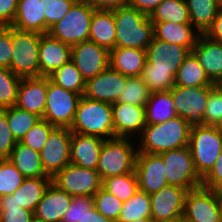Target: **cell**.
<instances>
[{"mask_svg": "<svg viewBox=\"0 0 222 222\" xmlns=\"http://www.w3.org/2000/svg\"><path fill=\"white\" fill-rule=\"evenodd\" d=\"M191 51L178 44L153 37L146 48V64L141 78L151 92L169 91L174 87L177 70Z\"/></svg>", "mask_w": 222, "mask_h": 222, "instance_id": "obj_1", "label": "cell"}, {"mask_svg": "<svg viewBox=\"0 0 222 222\" xmlns=\"http://www.w3.org/2000/svg\"><path fill=\"white\" fill-rule=\"evenodd\" d=\"M190 133L191 127L179 116L160 124H146L140 134L138 153L161 154L189 146Z\"/></svg>", "mask_w": 222, "mask_h": 222, "instance_id": "obj_2", "label": "cell"}, {"mask_svg": "<svg viewBox=\"0 0 222 222\" xmlns=\"http://www.w3.org/2000/svg\"><path fill=\"white\" fill-rule=\"evenodd\" d=\"M112 11L116 27L115 47L146 50L154 37L153 23L150 17L128 5Z\"/></svg>", "mask_w": 222, "mask_h": 222, "instance_id": "obj_3", "label": "cell"}, {"mask_svg": "<svg viewBox=\"0 0 222 222\" xmlns=\"http://www.w3.org/2000/svg\"><path fill=\"white\" fill-rule=\"evenodd\" d=\"M70 130L73 133L97 136L104 140L113 139L112 104L82 96L79 100L75 119Z\"/></svg>", "mask_w": 222, "mask_h": 222, "instance_id": "obj_4", "label": "cell"}, {"mask_svg": "<svg viewBox=\"0 0 222 222\" xmlns=\"http://www.w3.org/2000/svg\"><path fill=\"white\" fill-rule=\"evenodd\" d=\"M129 139L131 138L116 137L104 140L96 168L102 180L135 173L138 149Z\"/></svg>", "mask_w": 222, "mask_h": 222, "instance_id": "obj_5", "label": "cell"}, {"mask_svg": "<svg viewBox=\"0 0 222 222\" xmlns=\"http://www.w3.org/2000/svg\"><path fill=\"white\" fill-rule=\"evenodd\" d=\"M94 11L86 0H76L67 14L49 28L48 34L70 46L88 41Z\"/></svg>", "mask_w": 222, "mask_h": 222, "instance_id": "obj_6", "label": "cell"}, {"mask_svg": "<svg viewBox=\"0 0 222 222\" xmlns=\"http://www.w3.org/2000/svg\"><path fill=\"white\" fill-rule=\"evenodd\" d=\"M41 34L12 27L11 71L21 77H40L39 44Z\"/></svg>", "mask_w": 222, "mask_h": 222, "instance_id": "obj_7", "label": "cell"}, {"mask_svg": "<svg viewBox=\"0 0 222 222\" xmlns=\"http://www.w3.org/2000/svg\"><path fill=\"white\" fill-rule=\"evenodd\" d=\"M189 147L194 166L201 178L213 167L222 150V133L217 126L191 128Z\"/></svg>", "mask_w": 222, "mask_h": 222, "instance_id": "obj_8", "label": "cell"}, {"mask_svg": "<svg viewBox=\"0 0 222 222\" xmlns=\"http://www.w3.org/2000/svg\"><path fill=\"white\" fill-rule=\"evenodd\" d=\"M165 165L168 185L186 191L201 187L202 178L197 173L189 146L169 150L160 154Z\"/></svg>", "mask_w": 222, "mask_h": 222, "instance_id": "obj_9", "label": "cell"}, {"mask_svg": "<svg viewBox=\"0 0 222 222\" xmlns=\"http://www.w3.org/2000/svg\"><path fill=\"white\" fill-rule=\"evenodd\" d=\"M213 88L214 86L181 87L174 85L169 90L177 116L185 119L191 128L205 125L203 116L208 104L209 93Z\"/></svg>", "mask_w": 222, "mask_h": 222, "instance_id": "obj_10", "label": "cell"}, {"mask_svg": "<svg viewBox=\"0 0 222 222\" xmlns=\"http://www.w3.org/2000/svg\"><path fill=\"white\" fill-rule=\"evenodd\" d=\"M81 97V94L58 86L48 77L47 101L42 119L55 127L70 128Z\"/></svg>", "mask_w": 222, "mask_h": 222, "instance_id": "obj_11", "label": "cell"}, {"mask_svg": "<svg viewBox=\"0 0 222 222\" xmlns=\"http://www.w3.org/2000/svg\"><path fill=\"white\" fill-rule=\"evenodd\" d=\"M102 182L97 170L82 168L68 164L52 177V183L70 196L93 197L102 188Z\"/></svg>", "mask_w": 222, "mask_h": 222, "instance_id": "obj_12", "label": "cell"}, {"mask_svg": "<svg viewBox=\"0 0 222 222\" xmlns=\"http://www.w3.org/2000/svg\"><path fill=\"white\" fill-rule=\"evenodd\" d=\"M72 131L67 127H55L40 152L45 173L53 177L70 164Z\"/></svg>", "mask_w": 222, "mask_h": 222, "instance_id": "obj_13", "label": "cell"}, {"mask_svg": "<svg viewBox=\"0 0 222 222\" xmlns=\"http://www.w3.org/2000/svg\"><path fill=\"white\" fill-rule=\"evenodd\" d=\"M183 215L187 222H222L215 190L201 186L187 191Z\"/></svg>", "mask_w": 222, "mask_h": 222, "instance_id": "obj_14", "label": "cell"}, {"mask_svg": "<svg viewBox=\"0 0 222 222\" xmlns=\"http://www.w3.org/2000/svg\"><path fill=\"white\" fill-rule=\"evenodd\" d=\"M71 61L87 81L109 67L110 51L92 41H84L72 46Z\"/></svg>", "mask_w": 222, "mask_h": 222, "instance_id": "obj_15", "label": "cell"}, {"mask_svg": "<svg viewBox=\"0 0 222 222\" xmlns=\"http://www.w3.org/2000/svg\"><path fill=\"white\" fill-rule=\"evenodd\" d=\"M127 76L110 66L85 83L83 96L106 103H116L127 83Z\"/></svg>", "mask_w": 222, "mask_h": 222, "instance_id": "obj_16", "label": "cell"}, {"mask_svg": "<svg viewBox=\"0 0 222 222\" xmlns=\"http://www.w3.org/2000/svg\"><path fill=\"white\" fill-rule=\"evenodd\" d=\"M135 174L139 191L149 195L168 185L165 177V165L160 154L138 153Z\"/></svg>", "mask_w": 222, "mask_h": 222, "instance_id": "obj_17", "label": "cell"}, {"mask_svg": "<svg viewBox=\"0 0 222 222\" xmlns=\"http://www.w3.org/2000/svg\"><path fill=\"white\" fill-rule=\"evenodd\" d=\"M187 191L177 186L166 185L150 194L151 219L153 222L182 215Z\"/></svg>", "mask_w": 222, "mask_h": 222, "instance_id": "obj_18", "label": "cell"}, {"mask_svg": "<svg viewBox=\"0 0 222 222\" xmlns=\"http://www.w3.org/2000/svg\"><path fill=\"white\" fill-rule=\"evenodd\" d=\"M47 89L48 77L22 78L15 106L42 119L47 101Z\"/></svg>", "mask_w": 222, "mask_h": 222, "instance_id": "obj_19", "label": "cell"}, {"mask_svg": "<svg viewBox=\"0 0 222 222\" xmlns=\"http://www.w3.org/2000/svg\"><path fill=\"white\" fill-rule=\"evenodd\" d=\"M114 138H131L133 134L142 133L146 126L145 107L121 102L112 104Z\"/></svg>", "mask_w": 222, "mask_h": 222, "instance_id": "obj_20", "label": "cell"}, {"mask_svg": "<svg viewBox=\"0 0 222 222\" xmlns=\"http://www.w3.org/2000/svg\"><path fill=\"white\" fill-rule=\"evenodd\" d=\"M72 46L51 37L48 33L41 34L39 44L40 77H48L55 70L71 60Z\"/></svg>", "mask_w": 222, "mask_h": 222, "instance_id": "obj_21", "label": "cell"}, {"mask_svg": "<svg viewBox=\"0 0 222 222\" xmlns=\"http://www.w3.org/2000/svg\"><path fill=\"white\" fill-rule=\"evenodd\" d=\"M72 198L51 182L33 212L34 217L44 222H61Z\"/></svg>", "mask_w": 222, "mask_h": 222, "instance_id": "obj_22", "label": "cell"}, {"mask_svg": "<svg viewBox=\"0 0 222 222\" xmlns=\"http://www.w3.org/2000/svg\"><path fill=\"white\" fill-rule=\"evenodd\" d=\"M104 139L72 132L70 163L96 170Z\"/></svg>", "mask_w": 222, "mask_h": 222, "instance_id": "obj_23", "label": "cell"}, {"mask_svg": "<svg viewBox=\"0 0 222 222\" xmlns=\"http://www.w3.org/2000/svg\"><path fill=\"white\" fill-rule=\"evenodd\" d=\"M191 53L204 68L208 78L214 83L222 74V43L200 34Z\"/></svg>", "mask_w": 222, "mask_h": 222, "instance_id": "obj_24", "label": "cell"}, {"mask_svg": "<svg viewBox=\"0 0 222 222\" xmlns=\"http://www.w3.org/2000/svg\"><path fill=\"white\" fill-rule=\"evenodd\" d=\"M154 38L181 45L190 51L195 47L201 33L194 32L191 23H176L172 21L152 22Z\"/></svg>", "mask_w": 222, "mask_h": 222, "instance_id": "obj_25", "label": "cell"}, {"mask_svg": "<svg viewBox=\"0 0 222 222\" xmlns=\"http://www.w3.org/2000/svg\"><path fill=\"white\" fill-rule=\"evenodd\" d=\"M11 27L28 32L46 34V19L41 0H18L17 10Z\"/></svg>", "mask_w": 222, "mask_h": 222, "instance_id": "obj_26", "label": "cell"}, {"mask_svg": "<svg viewBox=\"0 0 222 222\" xmlns=\"http://www.w3.org/2000/svg\"><path fill=\"white\" fill-rule=\"evenodd\" d=\"M146 61V50L144 49L115 47L110 50L109 66L127 77L141 76Z\"/></svg>", "mask_w": 222, "mask_h": 222, "instance_id": "obj_27", "label": "cell"}, {"mask_svg": "<svg viewBox=\"0 0 222 222\" xmlns=\"http://www.w3.org/2000/svg\"><path fill=\"white\" fill-rule=\"evenodd\" d=\"M89 41L109 51L115 48L116 27L112 10L95 9L90 24Z\"/></svg>", "mask_w": 222, "mask_h": 222, "instance_id": "obj_28", "label": "cell"}, {"mask_svg": "<svg viewBox=\"0 0 222 222\" xmlns=\"http://www.w3.org/2000/svg\"><path fill=\"white\" fill-rule=\"evenodd\" d=\"M8 160L25 178L50 177L42 167L40 153L20 141L15 145Z\"/></svg>", "mask_w": 222, "mask_h": 222, "instance_id": "obj_29", "label": "cell"}, {"mask_svg": "<svg viewBox=\"0 0 222 222\" xmlns=\"http://www.w3.org/2000/svg\"><path fill=\"white\" fill-rule=\"evenodd\" d=\"M51 182L52 177L26 178L11 195L23 209L34 212Z\"/></svg>", "mask_w": 222, "mask_h": 222, "instance_id": "obj_30", "label": "cell"}, {"mask_svg": "<svg viewBox=\"0 0 222 222\" xmlns=\"http://www.w3.org/2000/svg\"><path fill=\"white\" fill-rule=\"evenodd\" d=\"M146 124H160L177 116L170 91L152 92L145 106Z\"/></svg>", "mask_w": 222, "mask_h": 222, "instance_id": "obj_31", "label": "cell"}, {"mask_svg": "<svg viewBox=\"0 0 222 222\" xmlns=\"http://www.w3.org/2000/svg\"><path fill=\"white\" fill-rule=\"evenodd\" d=\"M174 85L181 87L214 86L206 75L204 68L192 53L184 59V62L177 70Z\"/></svg>", "mask_w": 222, "mask_h": 222, "instance_id": "obj_32", "label": "cell"}, {"mask_svg": "<svg viewBox=\"0 0 222 222\" xmlns=\"http://www.w3.org/2000/svg\"><path fill=\"white\" fill-rule=\"evenodd\" d=\"M191 24L204 34L216 18L220 7L217 0H185Z\"/></svg>", "mask_w": 222, "mask_h": 222, "instance_id": "obj_33", "label": "cell"}, {"mask_svg": "<svg viewBox=\"0 0 222 222\" xmlns=\"http://www.w3.org/2000/svg\"><path fill=\"white\" fill-rule=\"evenodd\" d=\"M149 17L152 22L191 23L185 0H163Z\"/></svg>", "mask_w": 222, "mask_h": 222, "instance_id": "obj_34", "label": "cell"}, {"mask_svg": "<svg viewBox=\"0 0 222 222\" xmlns=\"http://www.w3.org/2000/svg\"><path fill=\"white\" fill-rule=\"evenodd\" d=\"M48 77L58 86L83 96L86 81L71 60L55 70Z\"/></svg>", "mask_w": 222, "mask_h": 222, "instance_id": "obj_35", "label": "cell"}, {"mask_svg": "<svg viewBox=\"0 0 222 222\" xmlns=\"http://www.w3.org/2000/svg\"><path fill=\"white\" fill-rule=\"evenodd\" d=\"M137 218H151L150 195L139 190L124 202L117 222H132Z\"/></svg>", "mask_w": 222, "mask_h": 222, "instance_id": "obj_36", "label": "cell"}, {"mask_svg": "<svg viewBox=\"0 0 222 222\" xmlns=\"http://www.w3.org/2000/svg\"><path fill=\"white\" fill-rule=\"evenodd\" d=\"M102 188L122 202H126L139 190L135 173L107 177L103 179Z\"/></svg>", "mask_w": 222, "mask_h": 222, "instance_id": "obj_37", "label": "cell"}, {"mask_svg": "<svg viewBox=\"0 0 222 222\" xmlns=\"http://www.w3.org/2000/svg\"><path fill=\"white\" fill-rule=\"evenodd\" d=\"M40 120L41 118L38 115L19 109L16 106L7 108V121L17 142L21 141L25 134Z\"/></svg>", "mask_w": 222, "mask_h": 222, "instance_id": "obj_38", "label": "cell"}, {"mask_svg": "<svg viewBox=\"0 0 222 222\" xmlns=\"http://www.w3.org/2000/svg\"><path fill=\"white\" fill-rule=\"evenodd\" d=\"M151 93L140 76L128 77L126 86L117 102L145 107Z\"/></svg>", "mask_w": 222, "mask_h": 222, "instance_id": "obj_39", "label": "cell"}, {"mask_svg": "<svg viewBox=\"0 0 222 222\" xmlns=\"http://www.w3.org/2000/svg\"><path fill=\"white\" fill-rule=\"evenodd\" d=\"M21 77L8 68H0V109L15 106Z\"/></svg>", "mask_w": 222, "mask_h": 222, "instance_id": "obj_40", "label": "cell"}, {"mask_svg": "<svg viewBox=\"0 0 222 222\" xmlns=\"http://www.w3.org/2000/svg\"><path fill=\"white\" fill-rule=\"evenodd\" d=\"M25 179L8 159H0V197L13 194Z\"/></svg>", "mask_w": 222, "mask_h": 222, "instance_id": "obj_41", "label": "cell"}, {"mask_svg": "<svg viewBox=\"0 0 222 222\" xmlns=\"http://www.w3.org/2000/svg\"><path fill=\"white\" fill-rule=\"evenodd\" d=\"M34 214L15 202L14 196L0 197V222H32Z\"/></svg>", "mask_w": 222, "mask_h": 222, "instance_id": "obj_42", "label": "cell"}, {"mask_svg": "<svg viewBox=\"0 0 222 222\" xmlns=\"http://www.w3.org/2000/svg\"><path fill=\"white\" fill-rule=\"evenodd\" d=\"M93 201L94 207L99 213L104 215L106 218L117 222L124 202L113 194L108 193L103 188L95 193L93 196Z\"/></svg>", "mask_w": 222, "mask_h": 222, "instance_id": "obj_43", "label": "cell"}, {"mask_svg": "<svg viewBox=\"0 0 222 222\" xmlns=\"http://www.w3.org/2000/svg\"><path fill=\"white\" fill-rule=\"evenodd\" d=\"M54 128L55 126L49 124L46 120L41 119L25 134L20 142L40 153Z\"/></svg>", "mask_w": 222, "mask_h": 222, "instance_id": "obj_44", "label": "cell"}, {"mask_svg": "<svg viewBox=\"0 0 222 222\" xmlns=\"http://www.w3.org/2000/svg\"><path fill=\"white\" fill-rule=\"evenodd\" d=\"M42 11L46 19V33L56 22L67 14L76 0H41Z\"/></svg>", "mask_w": 222, "mask_h": 222, "instance_id": "obj_45", "label": "cell"}, {"mask_svg": "<svg viewBox=\"0 0 222 222\" xmlns=\"http://www.w3.org/2000/svg\"><path fill=\"white\" fill-rule=\"evenodd\" d=\"M93 207V197L74 196L69 208L63 214L61 222H81L86 211H90Z\"/></svg>", "mask_w": 222, "mask_h": 222, "instance_id": "obj_46", "label": "cell"}, {"mask_svg": "<svg viewBox=\"0 0 222 222\" xmlns=\"http://www.w3.org/2000/svg\"><path fill=\"white\" fill-rule=\"evenodd\" d=\"M204 124L207 126H219L222 122V93L215 87L210 91L208 104L203 116Z\"/></svg>", "mask_w": 222, "mask_h": 222, "instance_id": "obj_47", "label": "cell"}, {"mask_svg": "<svg viewBox=\"0 0 222 222\" xmlns=\"http://www.w3.org/2000/svg\"><path fill=\"white\" fill-rule=\"evenodd\" d=\"M16 144L7 121V108L0 109V159H8Z\"/></svg>", "mask_w": 222, "mask_h": 222, "instance_id": "obj_48", "label": "cell"}, {"mask_svg": "<svg viewBox=\"0 0 222 222\" xmlns=\"http://www.w3.org/2000/svg\"><path fill=\"white\" fill-rule=\"evenodd\" d=\"M12 27L0 26V68L11 70Z\"/></svg>", "mask_w": 222, "mask_h": 222, "instance_id": "obj_49", "label": "cell"}, {"mask_svg": "<svg viewBox=\"0 0 222 222\" xmlns=\"http://www.w3.org/2000/svg\"><path fill=\"white\" fill-rule=\"evenodd\" d=\"M201 186L211 190L222 188V150L213 167L202 178Z\"/></svg>", "mask_w": 222, "mask_h": 222, "instance_id": "obj_50", "label": "cell"}, {"mask_svg": "<svg viewBox=\"0 0 222 222\" xmlns=\"http://www.w3.org/2000/svg\"><path fill=\"white\" fill-rule=\"evenodd\" d=\"M18 0H0V26H10L15 18Z\"/></svg>", "mask_w": 222, "mask_h": 222, "instance_id": "obj_51", "label": "cell"}, {"mask_svg": "<svg viewBox=\"0 0 222 222\" xmlns=\"http://www.w3.org/2000/svg\"><path fill=\"white\" fill-rule=\"evenodd\" d=\"M163 0H128V6L150 16Z\"/></svg>", "mask_w": 222, "mask_h": 222, "instance_id": "obj_52", "label": "cell"}, {"mask_svg": "<svg viewBox=\"0 0 222 222\" xmlns=\"http://www.w3.org/2000/svg\"><path fill=\"white\" fill-rule=\"evenodd\" d=\"M204 35L214 41L222 43V9L219 10L216 18Z\"/></svg>", "mask_w": 222, "mask_h": 222, "instance_id": "obj_53", "label": "cell"}, {"mask_svg": "<svg viewBox=\"0 0 222 222\" xmlns=\"http://www.w3.org/2000/svg\"><path fill=\"white\" fill-rule=\"evenodd\" d=\"M95 9L113 10L121 6H126L128 0H86Z\"/></svg>", "mask_w": 222, "mask_h": 222, "instance_id": "obj_54", "label": "cell"}, {"mask_svg": "<svg viewBox=\"0 0 222 222\" xmlns=\"http://www.w3.org/2000/svg\"><path fill=\"white\" fill-rule=\"evenodd\" d=\"M81 222H114L111 219L106 218L104 215L99 213L95 207L90 211H86L81 219Z\"/></svg>", "mask_w": 222, "mask_h": 222, "instance_id": "obj_55", "label": "cell"}, {"mask_svg": "<svg viewBox=\"0 0 222 222\" xmlns=\"http://www.w3.org/2000/svg\"><path fill=\"white\" fill-rule=\"evenodd\" d=\"M215 194L218 200V206H219V211H220L221 220H222V188L216 189Z\"/></svg>", "mask_w": 222, "mask_h": 222, "instance_id": "obj_56", "label": "cell"}, {"mask_svg": "<svg viewBox=\"0 0 222 222\" xmlns=\"http://www.w3.org/2000/svg\"><path fill=\"white\" fill-rule=\"evenodd\" d=\"M157 222H187V220L185 219V216L182 214L174 218H169L167 220L157 221Z\"/></svg>", "mask_w": 222, "mask_h": 222, "instance_id": "obj_57", "label": "cell"}, {"mask_svg": "<svg viewBox=\"0 0 222 222\" xmlns=\"http://www.w3.org/2000/svg\"><path fill=\"white\" fill-rule=\"evenodd\" d=\"M214 87L222 93V74L213 83Z\"/></svg>", "mask_w": 222, "mask_h": 222, "instance_id": "obj_58", "label": "cell"}, {"mask_svg": "<svg viewBox=\"0 0 222 222\" xmlns=\"http://www.w3.org/2000/svg\"><path fill=\"white\" fill-rule=\"evenodd\" d=\"M132 222H153L151 218H137Z\"/></svg>", "mask_w": 222, "mask_h": 222, "instance_id": "obj_59", "label": "cell"}, {"mask_svg": "<svg viewBox=\"0 0 222 222\" xmlns=\"http://www.w3.org/2000/svg\"><path fill=\"white\" fill-rule=\"evenodd\" d=\"M220 9H222V0H217Z\"/></svg>", "mask_w": 222, "mask_h": 222, "instance_id": "obj_60", "label": "cell"}, {"mask_svg": "<svg viewBox=\"0 0 222 222\" xmlns=\"http://www.w3.org/2000/svg\"><path fill=\"white\" fill-rule=\"evenodd\" d=\"M32 222H44L42 220L36 219L35 217L33 218Z\"/></svg>", "mask_w": 222, "mask_h": 222, "instance_id": "obj_61", "label": "cell"}, {"mask_svg": "<svg viewBox=\"0 0 222 222\" xmlns=\"http://www.w3.org/2000/svg\"><path fill=\"white\" fill-rule=\"evenodd\" d=\"M218 127H219V129H220V131L222 133V122H221V124Z\"/></svg>", "mask_w": 222, "mask_h": 222, "instance_id": "obj_62", "label": "cell"}]
</instances>
